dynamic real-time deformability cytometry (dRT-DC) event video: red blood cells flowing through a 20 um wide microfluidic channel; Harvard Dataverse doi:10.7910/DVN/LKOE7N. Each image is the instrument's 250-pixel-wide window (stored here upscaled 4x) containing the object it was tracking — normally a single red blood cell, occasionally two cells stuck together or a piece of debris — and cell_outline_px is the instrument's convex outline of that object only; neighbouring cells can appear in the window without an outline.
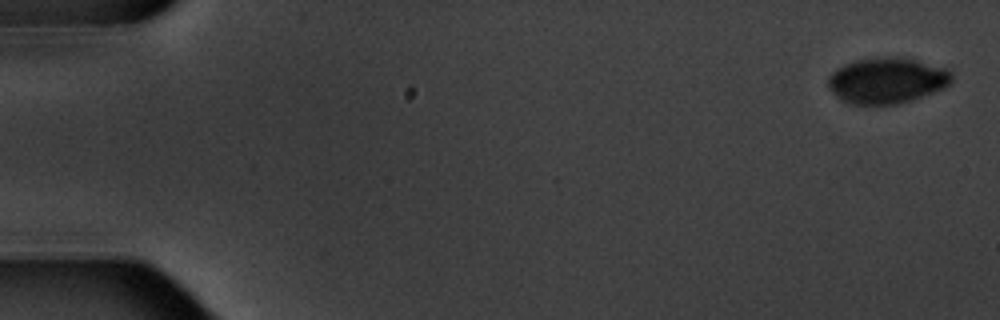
{"species": "common noctule bat (a hibernating species)", "species_latin": "Nyctalus noctula", "temperature_condition": "warm", "stored_images_in_passage": 6, "camera_frame_rate_fps": 3000, "um_per_image_px": 0.085, "animal": {"sex": "male", "body_mass_g": 20.1, "forearm_length_mm": 53.5}, "frame": {"image": 1, "passage_image": 1, "time_ms": 0.0, "image_size_px": [1000, 320], "cell_outline_px": [[952, 80], [944, 88], [912, 100], [900, 104], [848, 104], [840, 100], [828, 88], [828, 76], [836, 68], [844, 64], [856, 60], [888, 56], [892, 56], [916, 60], [944, 68], [952, 72]], "centroid_in_image_um": [75.35, 6.85], "position_along_channel_um": 9.7, "area_um2": 33.12}}